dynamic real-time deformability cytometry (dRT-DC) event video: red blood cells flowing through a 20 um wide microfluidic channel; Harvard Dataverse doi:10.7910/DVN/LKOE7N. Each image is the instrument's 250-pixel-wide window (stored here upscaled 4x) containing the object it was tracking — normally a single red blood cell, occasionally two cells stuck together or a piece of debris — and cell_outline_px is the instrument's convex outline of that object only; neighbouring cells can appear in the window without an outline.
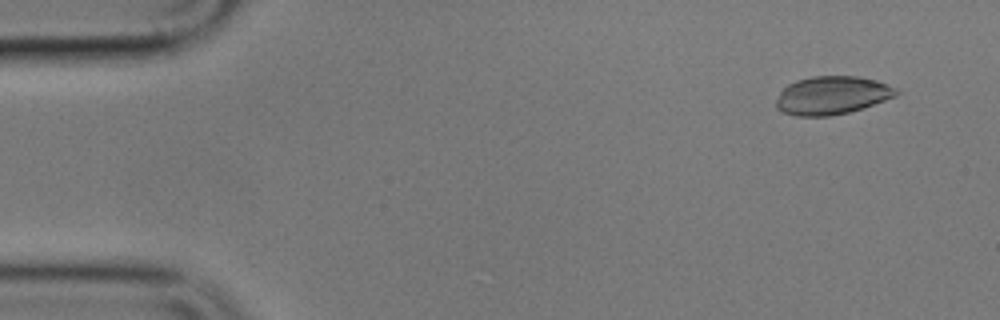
{"species": "common noctule bat (a hibernating species)", "species_latin": "Nyctalus noctula", "temperature_condition": "cold", "stored_images_in_passage": 12, "camera_frame_rate_fps": 3000, "um_per_image_px": 0.085, "animal": {"sex": "male", "body_mass_g": 17.9}, "frame": {"image": 1, "passage_image": 1, "time_ms": 0.0, "image_size_px": [1000, 320], "cell_outline_px": [[900, 92], [896, 96], [848, 112], [828, 116], [796, 116], [784, 112], [776, 108], [776, 100], [780, 92], [788, 84], [796, 80], [812, 76], [856, 76], [876, 80], [896, 88]], "centroid_in_image_um": [70.69, 8.09], "position_along_channel_um": 14.3, "area_um2": 26.53}}